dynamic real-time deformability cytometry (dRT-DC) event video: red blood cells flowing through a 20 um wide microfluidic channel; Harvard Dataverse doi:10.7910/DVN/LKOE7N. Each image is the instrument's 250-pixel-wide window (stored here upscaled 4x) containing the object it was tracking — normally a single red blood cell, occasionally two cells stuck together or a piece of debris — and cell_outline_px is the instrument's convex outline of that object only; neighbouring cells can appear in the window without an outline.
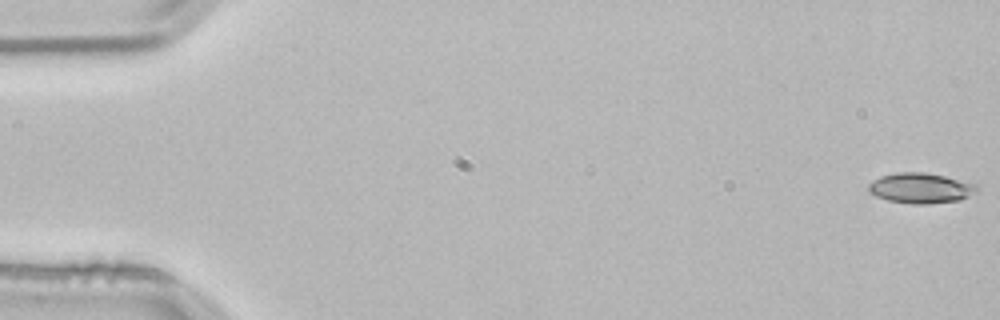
{"species": "common noctule bat (a hibernating species)", "species_latin": "Nyctalus noctula", "temperature_condition": "room temperature", "stored_images_in_passage": 11, "camera_frame_rate_fps": 3000, "um_per_image_px": 0.085, "animal": {"sex": "male", "body_mass_g": 21.5, "forearm_length_mm": 52.0}, "frame": {"image": 1, "passage_image": 1, "time_ms": 0.0, "image_size_px": [1000, 320], "cell_outline_px": [[976, 192], [960, 200], [928, 204], [912, 204], [888, 200], [876, 196], [868, 192], [868, 184], [880, 176], [896, 172], [924, 172], [944, 176], [976, 184]], "centroid_in_image_um": [78.22, 15.99], "position_along_channel_um": 6.8, "area_um2": 19.07}}